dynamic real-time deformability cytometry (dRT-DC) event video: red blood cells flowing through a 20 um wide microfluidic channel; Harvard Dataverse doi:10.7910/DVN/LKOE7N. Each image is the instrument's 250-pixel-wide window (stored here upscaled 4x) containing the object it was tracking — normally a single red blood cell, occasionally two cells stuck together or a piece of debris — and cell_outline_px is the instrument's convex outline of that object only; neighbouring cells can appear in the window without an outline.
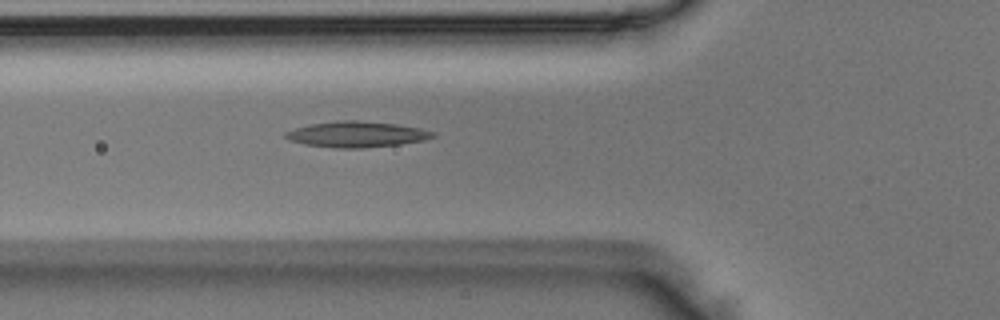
{"species": "Egyptian fruit bat (a non-hibernating species)", "species_latin": "Rousettus aegyptiacus", "temperature_condition": "room temperature", "stored_images_in_passage": 31, "camera_frame_rate_fps": 3000, "um_per_image_px": 0.085, "animal": {"sex": "male"}, "frame": {"image": 1, "passage_image": 3, "time_ms": 0.667, "image_size_px": [1000, 320], "cell_outline_px": [[436, 136], [424, 140], [400, 144], [364, 148], [336, 148], [304, 144], [292, 140], [284, 136], [284, 132], [296, 128], [312, 124], [340, 120], [360, 120], [396, 124], [420, 128], [436, 132]], "centroid_in_image_um": [30.36, 11.41], "position_along_channel_um": 95.4, "area_um2": 22.08}}
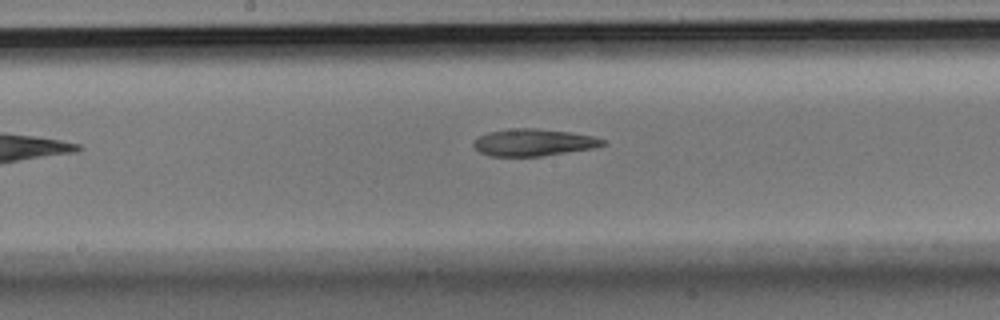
{"frame": {"image": 2, "passage_image": 11, "time_ms": 3.333, "image_size_px": [1000, 320], "cell_outline_px": [[604, 144], [592, 148], [540, 156], [492, 156], [480, 152], [472, 144], [480, 136], [488, 132], [512, 128], [536, 128], [568, 132], [592, 136], [604, 140]], "centroid_in_image_um": [45.31, 12.1], "position_along_channel_um": 202.9, "area_um2": 19.94}}
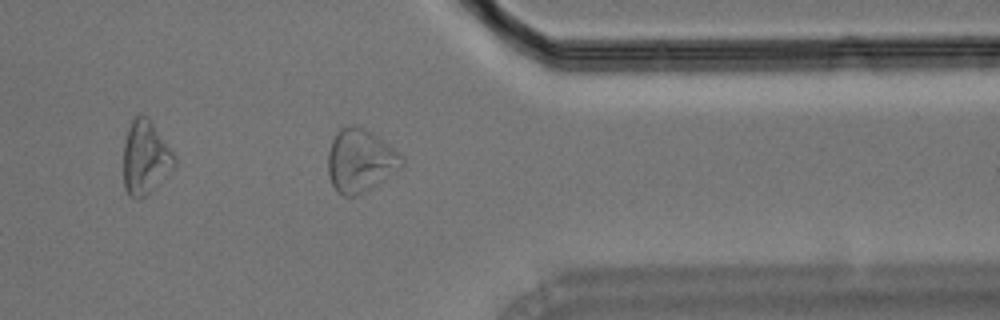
{"frame": {"image": 3, "passage_image": 25, "time_ms": 8.0, "image_size_px": [1000, 320], "cell_outline_px": [[404, 164], [400, 168], [372, 188], [356, 196], [344, 196], [336, 192], [332, 184], [328, 172], [328, 152], [332, 140], [336, 132], [340, 128], [348, 124], [364, 128], [380, 136], [400, 152], [404, 160]], "centroid_in_image_um": [30.63, 13.64], "position_along_channel_um": 380.8, "area_um2": 27.46}}